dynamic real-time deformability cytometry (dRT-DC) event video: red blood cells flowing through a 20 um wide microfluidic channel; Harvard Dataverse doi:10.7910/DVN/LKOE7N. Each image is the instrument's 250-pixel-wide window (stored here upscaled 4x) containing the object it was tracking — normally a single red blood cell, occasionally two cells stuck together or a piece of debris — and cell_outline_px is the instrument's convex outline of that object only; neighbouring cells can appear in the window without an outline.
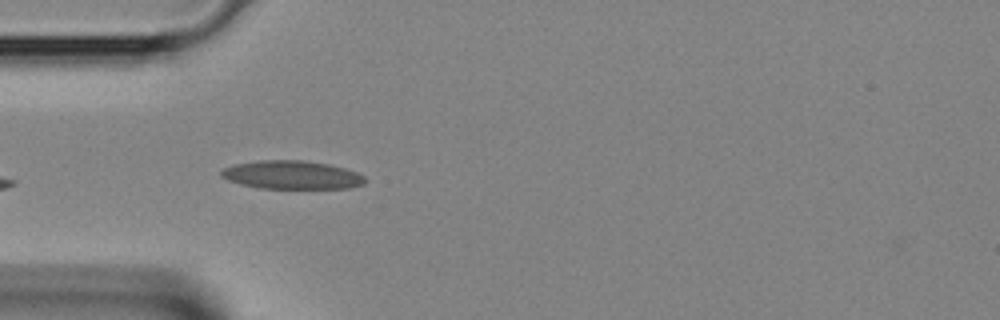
{"species": "Egyptian fruit bat (a non-hibernating species)", "species_latin": "Rousettus aegyptiacus", "temperature_condition": "room temperature", "stored_images_in_passage": 29, "camera_frame_rate_fps": 3000, "um_per_image_px": 0.085, "animal": {"sex": "female"}, "frame": {"image": 1, "passage_image": 1, "time_ms": 0.0, "image_size_px": [1000, 320], "cell_outline_px": [[368, 180], [364, 184], [348, 188], [260, 188], [240, 184], [228, 180], [220, 176], [220, 172], [224, 168], [236, 164], [260, 160], [300, 160], [328, 164], [344, 168], [356, 172], [364, 176]], "centroid_in_image_um": [24.81, 14.87], "position_along_channel_um": 60.2, "area_um2": 23.7}}
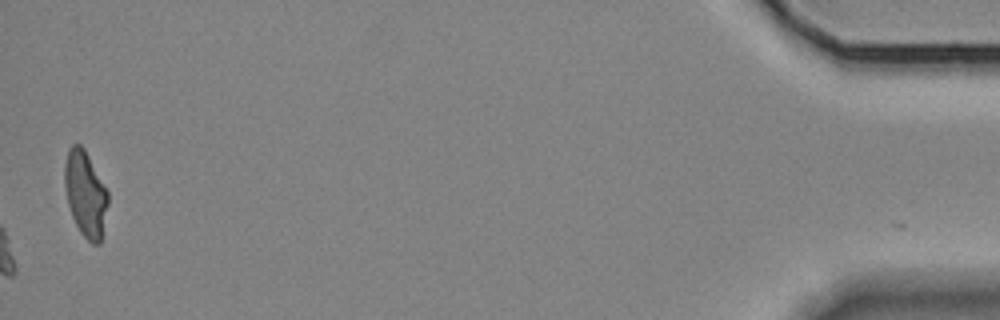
{"frame": {"image": 2, "passage_image": 29, "time_ms": 9.333, "image_size_px": [1000, 320], "cell_outline_px": [[108, 204], [100, 244], [92, 244], [80, 232], [72, 216], [68, 204], [64, 184], [64, 164], [68, 148], [72, 144], [80, 144], [84, 148], [108, 192]], "centroid_in_image_um": [7.25, 16.46], "position_along_channel_um": 428.0, "area_um2": 21.56}}